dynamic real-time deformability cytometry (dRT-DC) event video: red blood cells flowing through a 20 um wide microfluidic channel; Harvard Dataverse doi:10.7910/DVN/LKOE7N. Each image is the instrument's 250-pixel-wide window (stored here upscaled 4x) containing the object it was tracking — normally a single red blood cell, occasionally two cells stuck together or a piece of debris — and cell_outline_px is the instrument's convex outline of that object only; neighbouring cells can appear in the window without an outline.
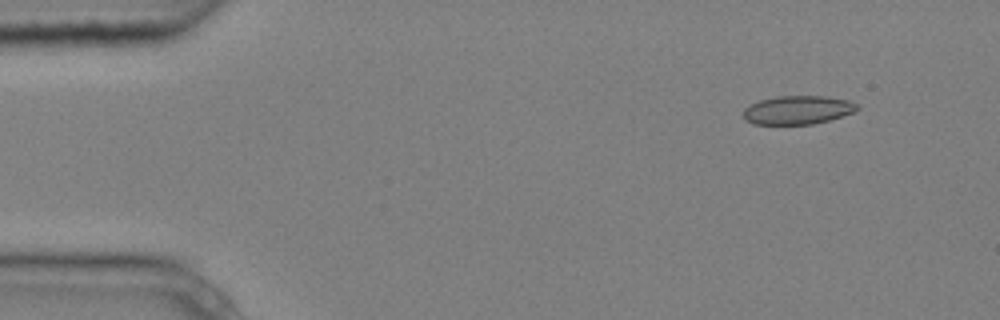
{"species": "common noctule bat (a hibernating species)", "species_latin": "Nyctalus noctula", "temperature_condition": "cold", "stored_images_in_passage": 5, "camera_frame_rate_fps": 3000, "um_per_image_px": 0.085, "animal": {"sex": "male", "body_mass_g": 20.4}, "frame": {"image": 1, "passage_image": 1, "time_ms": 0.0, "image_size_px": [1000, 320], "cell_outline_px": [[860, 108], [852, 112], [828, 120], [812, 124], [752, 124], [744, 120], [744, 108], [760, 100], [776, 96], [824, 96], [848, 100], [856, 104]], "centroid_in_image_um": [67.77, 9.35], "position_along_channel_um": 17.2, "area_um2": 18.79}}
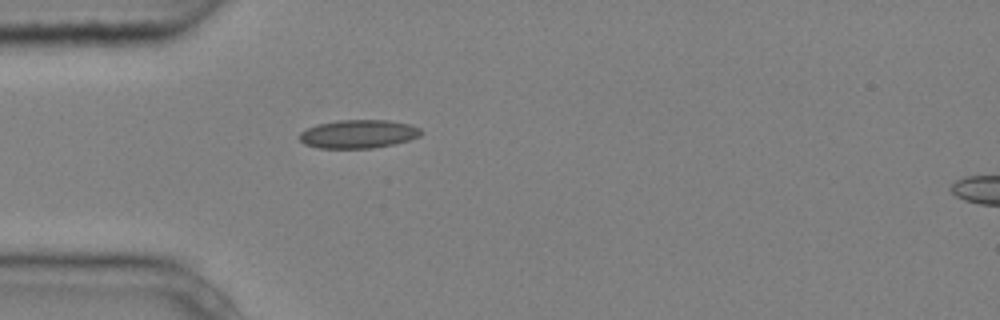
{"frame": {"image": 2, "passage_image": 4, "time_ms": 1.0, "image_size_px": [1000, 320], "cell_outline_px": [[424, 132], [420, 136], [408, 140], [392, 144], [372, 148], [320, 148], [304, 144], [300, 140], [300, 132], [316, 124], [340, 120], [388, 120], [408, 124], [420, 128]], "centroid_in_image_um": [30.46, 11.38], "position_along_channel_um": 54.5, "area_um2": 20.06}}